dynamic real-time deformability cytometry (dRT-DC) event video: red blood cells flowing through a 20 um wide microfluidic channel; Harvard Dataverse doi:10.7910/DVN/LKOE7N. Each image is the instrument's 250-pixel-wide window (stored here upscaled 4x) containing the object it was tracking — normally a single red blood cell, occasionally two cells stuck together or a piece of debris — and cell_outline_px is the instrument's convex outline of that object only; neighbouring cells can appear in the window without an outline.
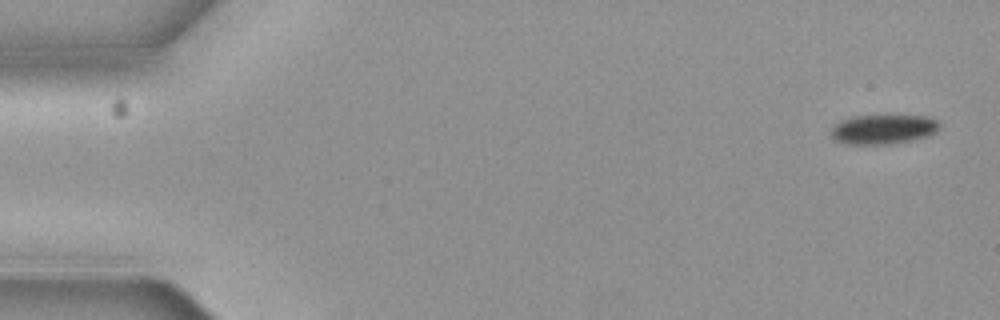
{"species": "common noctule bat (a hibernating species)", "species_latin": "Nyctalus noctula", "temperature_condition": "cold", "stored_images_in_passage": 3, "camera_frame_rate_fps": 3000, "um_per_image_px": 0.085, "animal": {"sex": "female", "body_mass_g": 19.3, "forearm_length_mm": 54.1}, "frame": {"image": 1, "passage_image": 1, "time_ms": 0.0, "image_size_px": [1000, 320], "cell_outline_px": [[940, 128], [936, 132], [928, 136], [912, 140], [888, 144], [848, 144], [836, 140], [832, 136], [832, 128], [836, 124], [844, 120], [856, 116], [924, 116], [936, 120], [940, 124]], "centroid_in_image_um": [75.12, 11.0], "position_along_channel_um": 9.9, "area_um2": 18.32}}
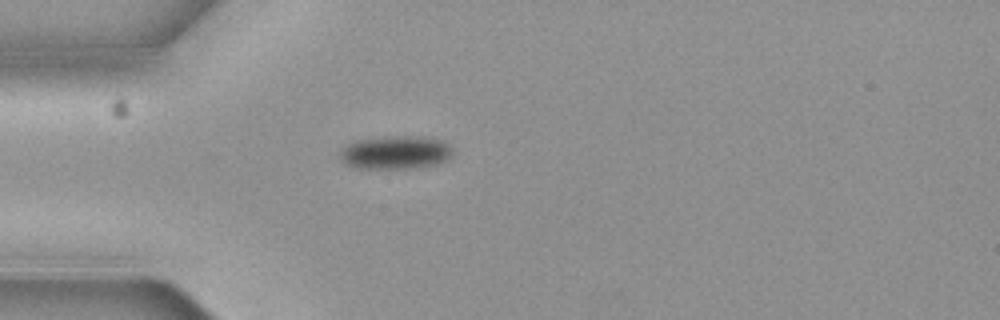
{"frame": {"image": 2, "passage_image": 3, "time_ms": 0.667, "image_size_px": [1000, 320], "cell_outline_px": [[452, 156], [448, 160], [436, 164], [412, 168], [356, 168], [344, 164], [340, 160], [340, 152], [348, 144], [356, 140], [384, 136], [416, 136], [444, 140], [452, 148]], "centroid_in_image_um": [33.62, 12.95], "position_along_channel_um": 51.4, "area_um2": 22.08}}